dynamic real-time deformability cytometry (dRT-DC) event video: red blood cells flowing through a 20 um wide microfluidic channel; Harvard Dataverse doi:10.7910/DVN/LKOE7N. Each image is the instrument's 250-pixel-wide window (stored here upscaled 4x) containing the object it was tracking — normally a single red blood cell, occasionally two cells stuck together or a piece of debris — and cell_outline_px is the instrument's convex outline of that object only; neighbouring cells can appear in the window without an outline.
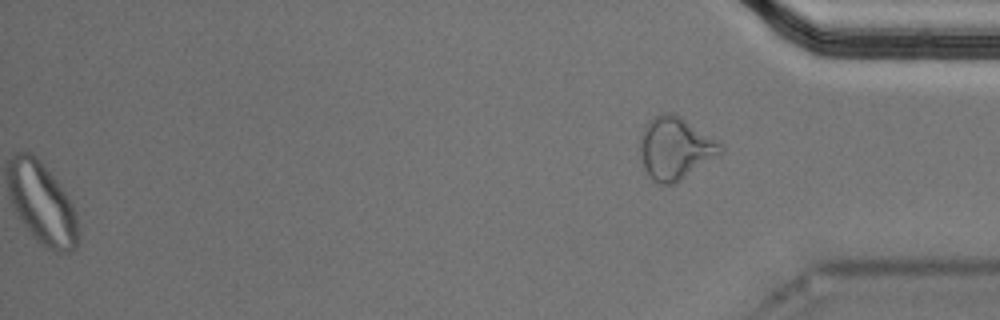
{"species": "Egyptian fruit bat (a non-hibernating species)", "species_latin": "Rousettus aegyptiacus", "temperature_condition": "cold", "stored_images_in_passage": 47, "segment_of_instrument_passage": [2, 2], "camera_frame_rate_fps": 3000, "um_per_image_px": 0.085, "animal": {"sex": "male"}, "frame": {"image": 1, "passage_image": 47, "time_ms": 15.333, "image_size_px": [1000, 320], "cell_outline_px": [[724, 152], [676, 184], [660, 184], [652, 180], [648, 176], [644, 168], [636, 148], [640, 136], [648, 120], [664, 112], [672, 112], [680, 116], [720, 140], [724, 148]], "centroid_in_image_um": [57.39, 12.61], "position_along_channel_um": 377.8, "area_um2": 30.17}}